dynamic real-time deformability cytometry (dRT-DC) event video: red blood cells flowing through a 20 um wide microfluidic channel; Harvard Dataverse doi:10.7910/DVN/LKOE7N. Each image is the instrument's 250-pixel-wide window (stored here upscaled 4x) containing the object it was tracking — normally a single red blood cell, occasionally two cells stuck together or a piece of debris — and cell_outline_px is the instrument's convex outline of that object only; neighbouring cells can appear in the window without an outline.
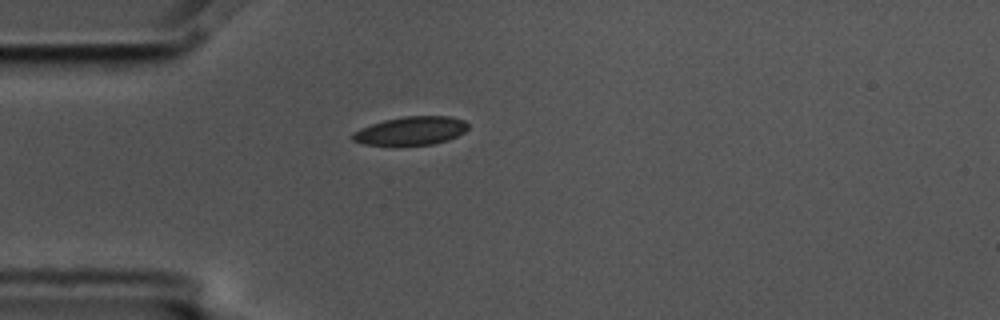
{"species": "common noctule bat (a hibernating species)", "species_latin": "Nyctalus noctula", "temperature_condition": "cold", "stored_images_in_passage": 5, "camera_frame_rate_fps": 3000, "um_per_image_px": 0.085, "animal": {"sex": "male", "body_mass_g": 17.5, "forearm_length_mm": 52.3}, "frame": {"image": 1, "passage_image": 5, "time_ms": 1.333, "image_size_px": [1000, 320], "cell_outline_px": [[468, 128], [464, 132], [448, 140], [432, 144], [364, 144], [352, 140], [352, 132], [360, 128], [384, 120], [404, 116], [448, 116], [464, 120], [468, 124]], "centroid_in_image_um": [34.94, 11.1], "position_along_channel_um": 50.1, "area_um2": 18.84}}